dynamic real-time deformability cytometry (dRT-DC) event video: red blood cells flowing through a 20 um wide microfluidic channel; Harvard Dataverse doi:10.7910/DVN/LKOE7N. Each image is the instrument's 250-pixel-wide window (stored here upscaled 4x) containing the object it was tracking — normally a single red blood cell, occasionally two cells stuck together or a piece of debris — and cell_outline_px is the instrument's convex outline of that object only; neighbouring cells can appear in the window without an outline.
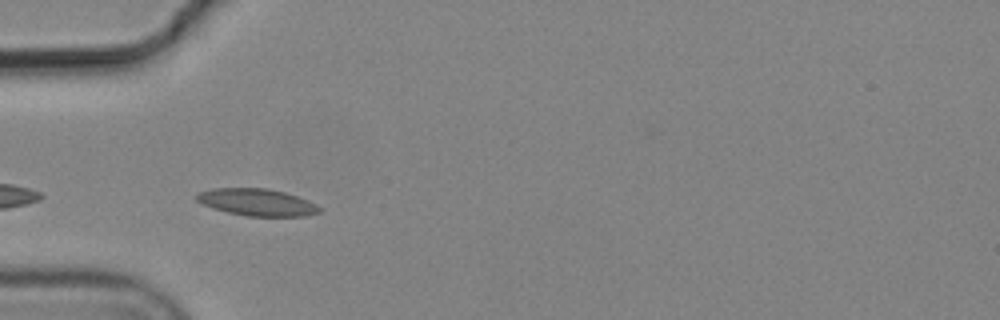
{"species": "common noctule bat (a hibernating species)", "species_latin": "Nyctalus noctula", "temperature_condition": "cold", "stored_images_in_passage": 7, "camera_frame_rate_fps": 3000, "um_per_image_px": 0.085, "animal": {"sex": "male", "body_mass_g": 19.2, "forearm_length_mm": 51.8}, "frame": {"image": 1, "passage_image": 4, "time_ms": 1.0, "image_size_px": [1000, 320], "cell_outline_px": [[324, 208], [320, 212], [304, 216], [248, 216], [228, 212], [204, 204], [196, 200], [196, 192], [212, 188], [268, 188], [284, 192], [296, 196]], "centroid_in_image_um": [21.84, 17.18], "position_along_channel_um": 63.2, "area_um2": 19.19}}
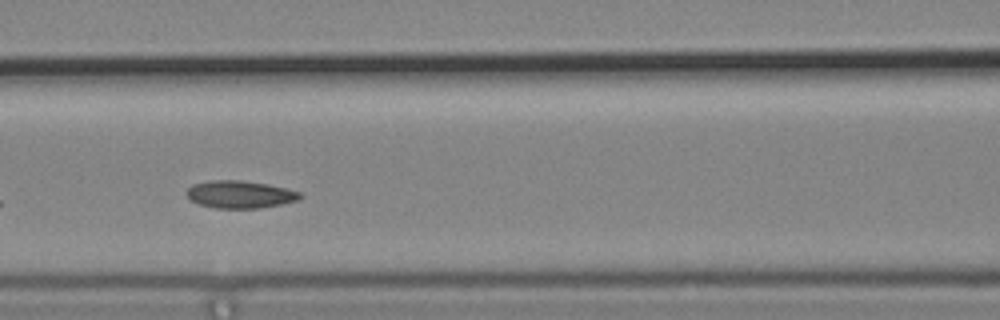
{"frame": {"image": 2, "passage_image": 6, "time_ms": 1.667, "image_size_px": [1000, 320], "cell_outline_px": [[304, 196], [300, 200], [260, 208], [216, 208], [200, 204], [192, 200], [188, 196], [188, 188], [192, 184], [212, 180], [240, 180], [268, 184], [288, 188], [300, 192]], "centroid_in_image_um": [20.46, 16.52], "position_along_channel_um": 146.1, "area_um2": 18.15}}
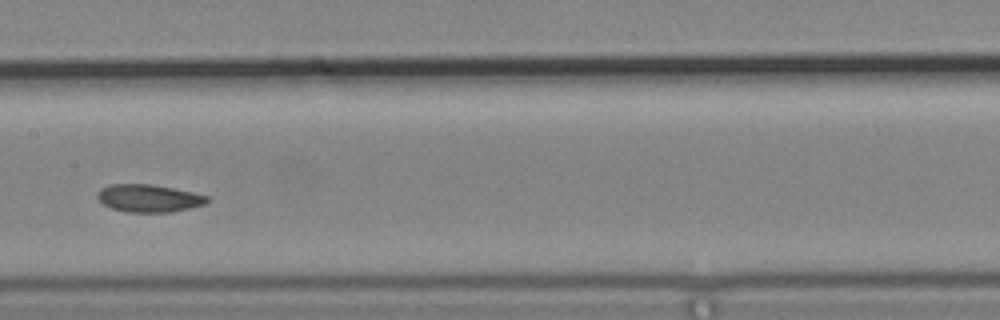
{"frame": {"image": 3, "passage_image": 7, "time_ms": 2.0, "image_size_px": [1000, 320], "cell_outline_px": [[208, 200], [204, 204], [172, 212], [128, 212], [112, 208], [104, 204], [96, 196], [96, 192], [100, 188], [112, 184], [152, 184], [192, 192], [208, 196]], "centroid_in_image_um": [12.61, 16.84], "position_along_channel_um": 194.8, "area_um2": 17.51}}